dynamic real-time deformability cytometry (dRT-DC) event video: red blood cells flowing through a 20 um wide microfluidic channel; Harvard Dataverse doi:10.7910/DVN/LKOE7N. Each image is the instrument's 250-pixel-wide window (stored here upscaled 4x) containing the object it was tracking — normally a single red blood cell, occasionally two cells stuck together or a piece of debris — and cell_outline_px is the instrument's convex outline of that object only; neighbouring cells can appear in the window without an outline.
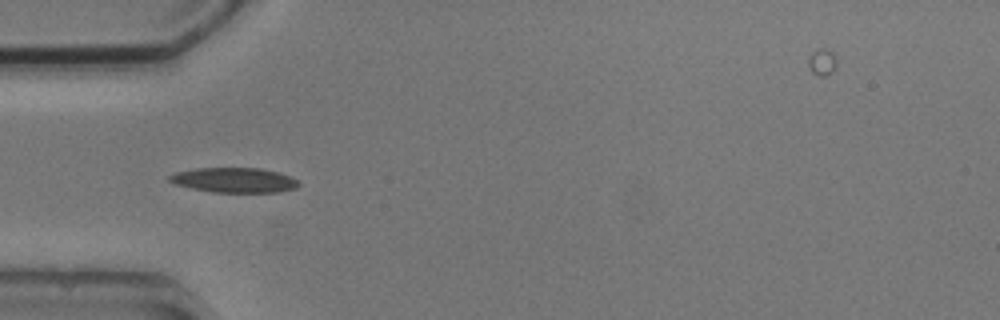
{"species": "common noctule bat (a hibernating species)", "species_latin": "Nyctalus noctula", "temperature_condition": "cold", "stored_images_in_passage": 2, "camera_frame_rate_fps": 3000, "um_per_image_px": 0.085, "animal": {"sex": "male", "body_mass_g": 20.5, "forearm_length_mm": 52.5}, "frame": {"image": 1, "passage_image": 1, "time_ms": 0.0, "image_size_px": [1000, 320], "cell_outline_px": [[300, 184], [296, 188], [280, 192], [212, 192], [192, 188], [176, 184], [168, 180], [168, 176], [176, 172], [196, 168], [260, 168], [276, 172], [300, 180]], "centroid_in_image_um": [19.92, 15.31], "position_along_channel_um": 65.1, "area_um2": 18.67}}